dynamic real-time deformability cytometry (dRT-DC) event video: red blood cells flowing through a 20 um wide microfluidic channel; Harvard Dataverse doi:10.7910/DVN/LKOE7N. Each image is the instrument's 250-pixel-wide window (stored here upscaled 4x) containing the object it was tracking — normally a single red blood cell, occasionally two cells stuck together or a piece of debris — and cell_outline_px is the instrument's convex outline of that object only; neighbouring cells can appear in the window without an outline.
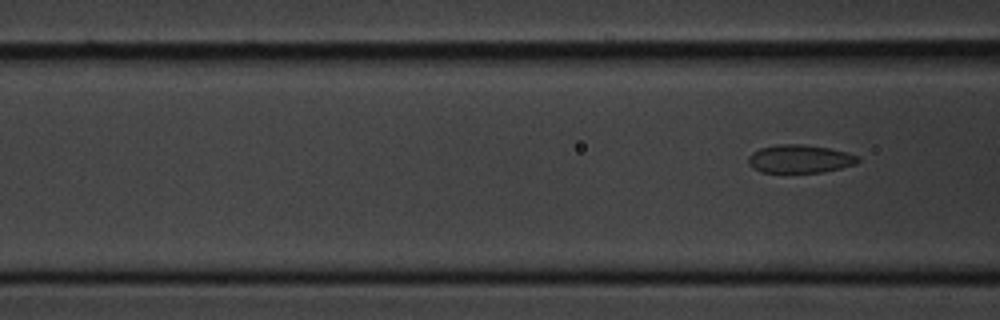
{"species": "common noctule bat (a hibernating species)", "species_latin": "Nyctalus noctula", "temperature_condition": "cold", "stored_images_in_passage": 7, "segment_of_instrument_passage": [2, 2], "camera_frame_rate_fps": 3000, "um_per_image_px": 0.085, "animal": {"sex": "male", "body_mass_g": 20.1, "forearm_length_mm": 53.5}, "frame": {"image": 1, "passage_image": 7, "time_ms": 8.0, "image_size_px": [1000, 320], "cell_outline_px": [[860, 160], [856, 164], [824, 172], [760, 172], [752, 168], [748, 164], [748, 156], [752, 152], [760, 148], [776, 144], [800, 144], [828, 148], [860, 156]], "centroid_in_image_um": [67.95, 13.5], "position_along_channel_um": 98.6, "area_um2": 18.03}}